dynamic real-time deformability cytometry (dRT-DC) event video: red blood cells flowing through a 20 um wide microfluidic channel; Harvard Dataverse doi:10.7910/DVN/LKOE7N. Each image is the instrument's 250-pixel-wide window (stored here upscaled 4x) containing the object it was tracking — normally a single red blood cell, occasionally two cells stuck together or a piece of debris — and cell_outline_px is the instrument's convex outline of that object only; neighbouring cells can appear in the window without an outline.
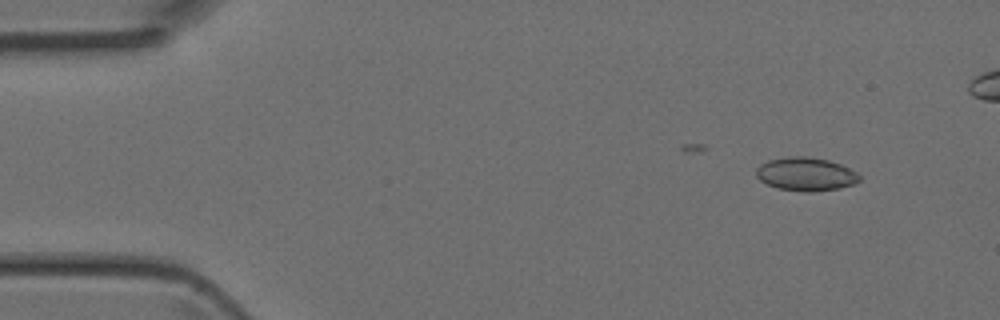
{"species": "Egyptian fruit bat (a non-hibernating species)", "species_latin": "Rousettus aegyptiacus", "temperature_condition": "room temperature", "stored_images_in_passage": 5, "camera_frame_rate_fps": 3000, "um_per_image_px": 0.085, "animal": {"sex": "female"}, "frame": {"image": 1, "passage_image": 1, "time_ms": 0.0, "image_size_px": [1000, 320], "cell_outline_px": [[860, 180], [856, 184], [836, 188], [812, 192], [804, 192], [776, 188], [760, 180], [756, 176], [756, 168], [760, 164], [768, 160], [788, 156], [804, 156], [828, 160], [840, 164], [856, 172], [860, 176]], "centroid_in_image_um": [68.47, 14.8], "position_along_channel_um": 16.5, "area_um2": 20.11}}
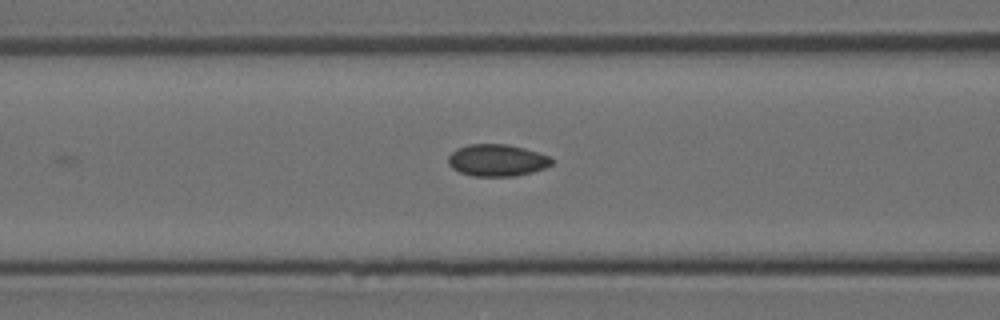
{"frame": {"image": 2, "passage_image": 5, "time_ms": 1.333, "image_size_px": [1000, 320], "cell_outline_px": [[552, 164], [544, 168], [532, 172], [516, 176], [472, 176], [460, 172], [452, 168], [448, 164], [448, 156], [456, 148], [468, 144], [508, 144], [524, 148], [548, 156], [552, 160]], "centroid_in_image_um": [42.21, 13.62], "position_along_channel_um": 124.4, "area_um2": 19.25}}